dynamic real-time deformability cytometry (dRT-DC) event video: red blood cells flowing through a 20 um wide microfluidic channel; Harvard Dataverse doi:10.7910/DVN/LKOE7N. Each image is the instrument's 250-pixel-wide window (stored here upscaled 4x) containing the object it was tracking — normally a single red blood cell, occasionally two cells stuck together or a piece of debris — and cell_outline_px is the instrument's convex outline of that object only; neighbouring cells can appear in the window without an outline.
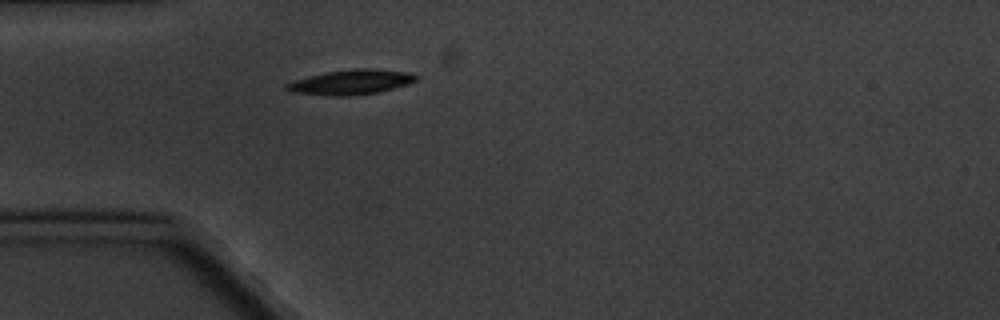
{"species": "common noctule bat (a hibernating species)", "species_latin": "Nyctalus noctula", "temperature_condition": "cold", "stored_images_in_passage": 1, "camera_frame_rate_fps": 3000, "um_per_image_px": 0.085, "animal": {"sex": "male", "body_mass_g": 20.1, "forearm_length_mm": 53.5}, "frame": {"image": 1, "passage_image": 1, "time_ms": 0.0, "image_size_px": [1000, 320], "cell_outline_px": [[416, 80], [392, 88], [376, 92], [348, 96], [328, 96], [292, 92], [284, 88], [284, 84], [292, 80], [308, 76], [328, 72], [352, 68], [376, 68], [408, 72], [416, 76]], "centroid_in_image_um": [29.74, 6.97], "position_along_channel_um": 55.3, "area_um2": 18.67}}